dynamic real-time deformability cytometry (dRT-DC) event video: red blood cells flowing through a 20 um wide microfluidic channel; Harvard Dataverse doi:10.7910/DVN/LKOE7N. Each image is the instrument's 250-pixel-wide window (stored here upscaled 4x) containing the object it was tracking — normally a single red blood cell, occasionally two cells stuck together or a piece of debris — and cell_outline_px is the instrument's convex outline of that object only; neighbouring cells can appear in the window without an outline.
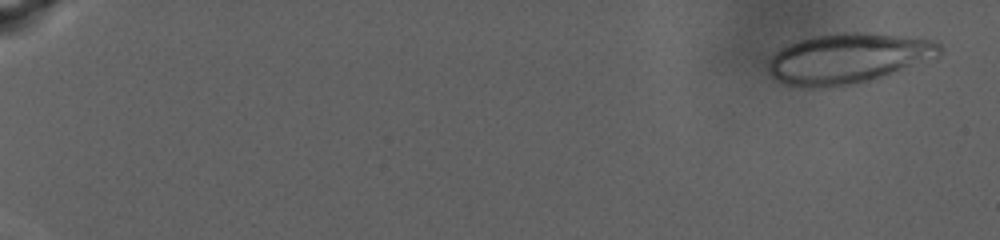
{"species": "human", "species_latin": "Homo sapiens", "temperature_condition": "warm", "stored_images_in_passage": 24, "camera_frame_rate_fps": 3000, "um_per_image_px": 0.085, "donor": {"sex": "male"}, "frame": {"image": 1, "passage_image": 4, "time_ms": 1.0, "image_size_px": [1000, 240], "cell_outline_px": [[944, 48], [936, 56], [872, 80], [832, 88], [804, 88], [784, 84], [776, 80], [772, 76], [768, 68], [768, 64], [772, 56], [780, 48], [800, 40], [816, 36], [844, 32], [856, 32], [904, 36], [932, 40], [940, 44]], "centroid_in_image_um": [72.03, 4.98], "position_along_channel_um": 13.0, "area_um2": 49.65}}